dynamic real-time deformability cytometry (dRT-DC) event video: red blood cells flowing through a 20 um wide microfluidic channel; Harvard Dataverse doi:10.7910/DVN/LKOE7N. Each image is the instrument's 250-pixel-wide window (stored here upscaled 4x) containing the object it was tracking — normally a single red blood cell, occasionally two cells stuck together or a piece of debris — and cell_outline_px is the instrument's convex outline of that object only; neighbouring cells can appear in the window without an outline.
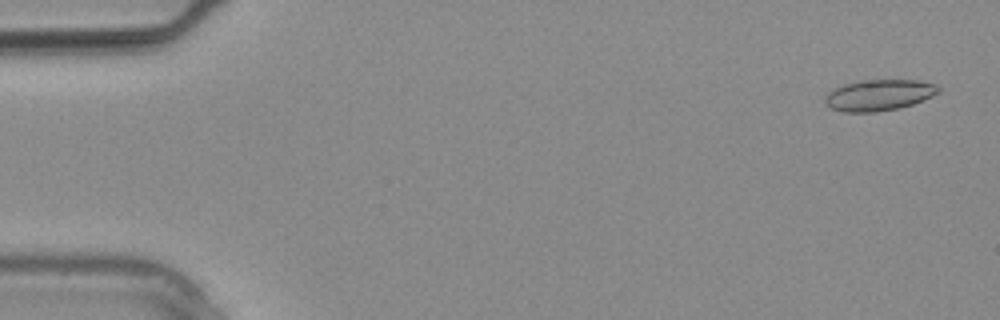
{"species": "common noctule bat (a hibernating species)", "species_latin": "Nyctalus noctula", "temperature_condition": "warm", "stored_images_in_passage": 15, "camera_frame_rate_fps": 3000, "um_per_image_px": 0.085, "animal": {"sex": "male", "body_mass_g": 20.4}, "frame": {"image": 1, "passage_image": 2, "time_ms": 0.333, "image_size_px": [1000, 320], "cell_outline_px": [[940, 92], [932, 96], [912, 104], [900, 108], [876, 112], [844, 112], [832, 108], [824, 100], [824, 96], [832, 88], [844, 84], [860, 80], [916, 80], [936, 84], [940, 88]], "centroid_in_image_um": [74.7, 8.08], "position_along_channel_um": 10.3, "area_um2": 20.63}}
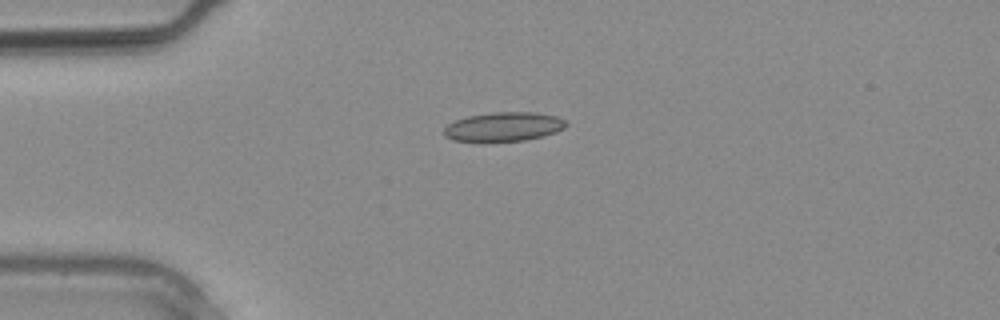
{"frame": {"image": 2, "passage_image": 8, "time_ms": 2.333, "image_size_px": [1000, 320], "cell_outline_px": [[568, 124], [564, 128], [556, 132], [544, 136], [524, 140], [476, 144], [452, 140], [444, 136], [444, 128], [448, 124], [456, 120], [468, 116], [492, 112], [536, 112], [556, 116], [564, 120]], "centroid_in_image_um": [42.76, 10.81], "position_along_channel_um": 42.2, "area_um2": 21.44}}
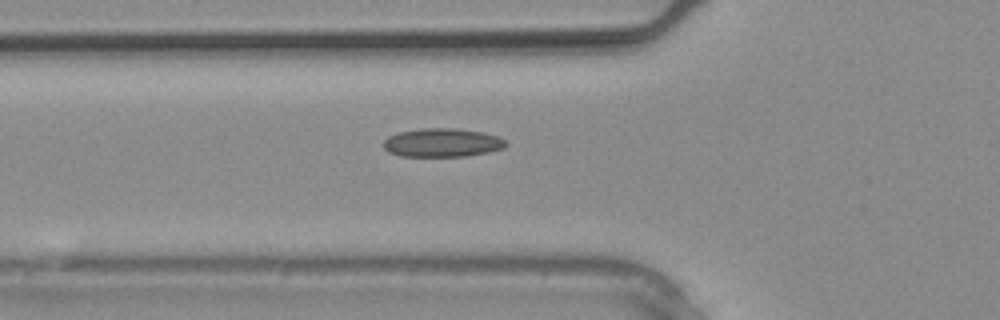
{"frame": {"image": 3, "passage_image": 11, "time_ms": 3.333, "image_size_px": [1000, 320], "cell_outline_px": [[508, 144], [504, 148], [488, 152], [468, 156], [400, 156], [388, 152], [384, 148], [384, 140], [388, 136], [400, 132], [420, 128], [452, 128], [480, 132], [496, 136], [504, 140]], "centroid_in_image_um": [37.56, 12.13], "position_along_channel_um": 88.2, "area_um2": 20.29}}